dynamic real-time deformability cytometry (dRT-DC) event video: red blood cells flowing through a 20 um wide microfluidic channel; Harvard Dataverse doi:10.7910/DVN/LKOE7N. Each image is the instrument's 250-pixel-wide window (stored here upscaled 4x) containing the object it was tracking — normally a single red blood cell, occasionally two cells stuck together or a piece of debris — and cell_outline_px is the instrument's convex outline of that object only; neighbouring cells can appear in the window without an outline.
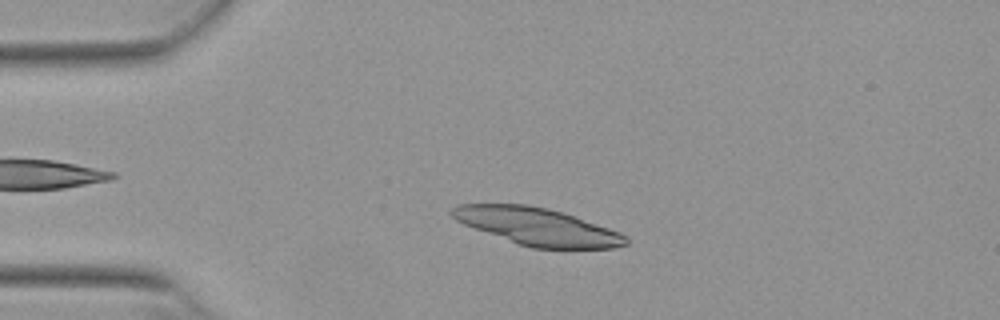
{"species": "Egyptian fruit bat (a non-hibernating species)", "species_latin": "Rousettus aegyptiacus", "temperature_condition": "warm", "stored_images_in_passage": 43, "camera_frame_rate_fps": 3000, "um_per_image_px": 0.085, "animal": {"sex": "female"}, "frame": {"image": 1, "passage_image": 3, "time_ms": 0.667, "image_size_px": [1000, 320], "cell_outline_px": [[628, 244], [616, 248], [532, 248], [520, 244], [464, 224], [456, 220], [448, 212], [452, 208], [460, 204], [528, 204], [548, 208], [564, 212], [576, 216], [620, 232], [628, 236]], "centroid_in_image_um": [45.72, 19.24], "position_along_channel_um": 39.3, "area_um2": 37.63}}